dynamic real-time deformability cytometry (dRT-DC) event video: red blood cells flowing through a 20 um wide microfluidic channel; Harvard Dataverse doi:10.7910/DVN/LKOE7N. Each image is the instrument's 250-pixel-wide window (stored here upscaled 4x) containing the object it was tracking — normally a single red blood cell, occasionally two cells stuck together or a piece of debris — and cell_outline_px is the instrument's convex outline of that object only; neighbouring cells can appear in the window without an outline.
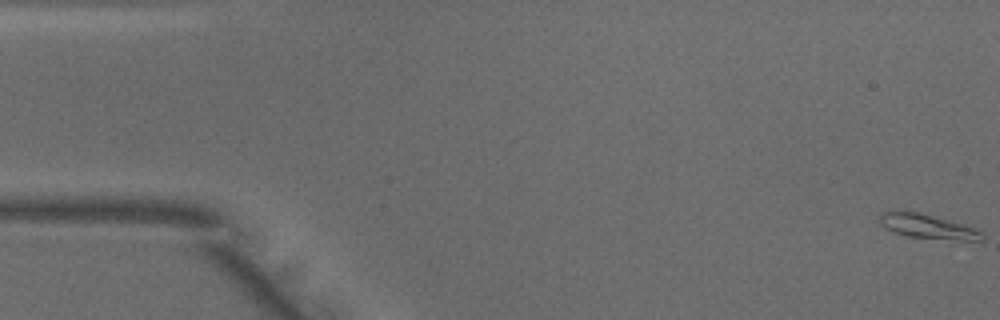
{"species": "common noctule bat (a hibernating species)", "species_latin": "Nyctalus noctula", "temperature_condition": "warm", "stored_images_in_passage": 50, "camera_frame_rate_fps": 3000, "um_per_image_px": 0.085, "animal": {"sex": "male", "body_mass_g": 18.8}, "frame": {"image": 1, "passage_image": 1, "time_ms": 0.0, "image_size_px": [1000, 320], "cell_outline_px": [[984, 240], [964, 240], [908, 236], [892, 232], [884, 228], [880, 224], [876, 216], [892, 208], [904, 208], [976, 228], [984, 232]], "centroid_in_image_um": [78.72, 19.19], "position_along_channel_um": 6.3, "area_um2": 14.97}}
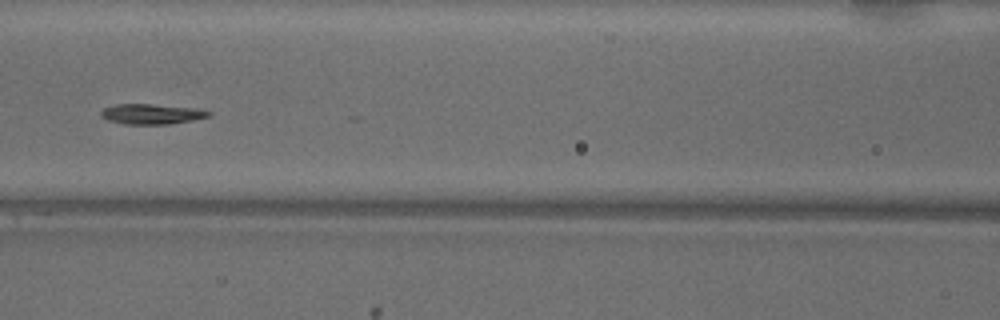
{"frame": {"image": 2, "passage_image": 22, "time_ms": 7.0, "image_size_px": [1000, 320], "cell_outline_px": [[212, 116], [192, 120], [168, 124], [124, 124], [108, 120], [100, 116], [100, 112], [104, 108], [116, 104], [152, 104], [200, 108], [212, 112]], "centroid_in_image_um": [12.93, 9.68], "position_along_channel_um": 153.7, "area_um2": 12.83}}
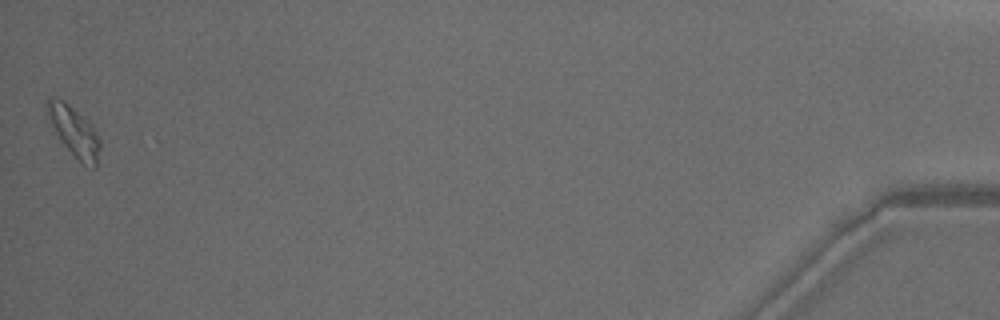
{"frame": {"image": 3, "passage_image": 50, "time_ms": 16.333, "image_size_px": [1000, 320], "cell_outline_px": [[100, 148], [96, 168], [92, 168], [84, 164], [60, 140], [52, 124], [48, 112], [48, 100], [52, 96], [64, 100], [88, 120], [92, 124], [100, 140]], "centroid_in_image_um": [6.36, 11.17], "position_along_channel_um": 428.8, "area_um2": 14.85}, "authors_computed_cell_mechanics": {"area_um2": 13.1206, "velocity_mm_per_s": 4.0205, "shape_relaxation_time_tau1_ms": 3.6398, "shape_relaxation_time_tau2_ms": 3.2262, "deformation_change_tau1": 0.1743, "deformation_change_tau2": 0.0729}}